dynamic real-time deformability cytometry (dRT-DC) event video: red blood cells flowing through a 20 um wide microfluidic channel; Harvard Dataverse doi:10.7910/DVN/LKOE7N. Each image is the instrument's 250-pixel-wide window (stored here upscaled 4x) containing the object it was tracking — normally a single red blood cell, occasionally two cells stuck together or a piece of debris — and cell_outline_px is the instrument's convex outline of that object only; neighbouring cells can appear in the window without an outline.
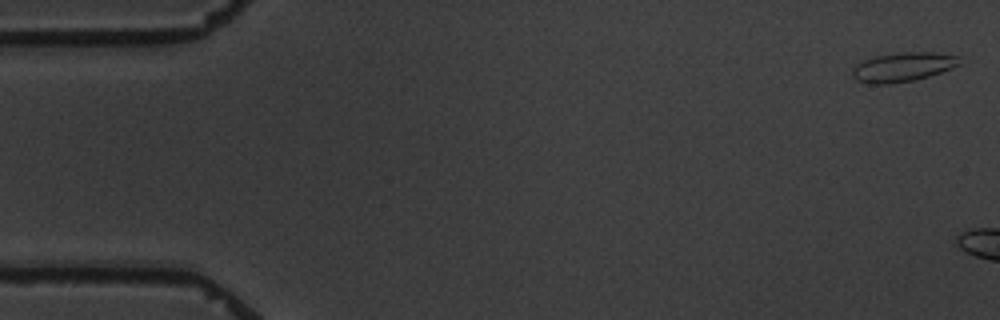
{"species": "common noctule bat (a hibernating species)", "species_latin": "Nyctalus noctula", "temperature_condition": "warm", "stored_images_in_passage": 7, "camera_frame_rate_fps": 3000, "um_per_image_px": 0.085, "animal": {"sex": "male", "body_mass_g": 19.5, "forearm_length_mm": 54.6}, "frame": {"image": 1, "passage_image": 1, "time_ms": 0.0, "image_size_px": [1000, 320], "cell_outline_px": [[960, 64], [952, 68], [916, 80], [892, 84], [868, 84], [856, 80], [852, 76], [852, 68], [856, 64], [864, 60], [876, 56], [900, 52], [932, 52], [960, 56]], "centroid_in_image_um": [76.73, 5.7], "position_along_channel_um": 8.3, "area_um2": 18.38}}
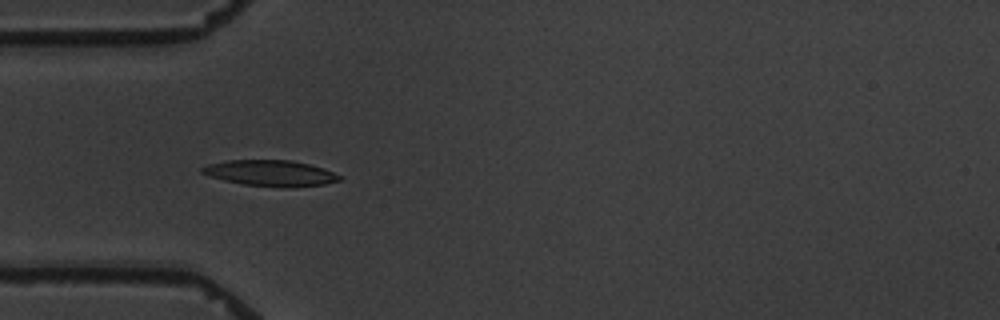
{"frame": {"image": 2, "passage_image": 6, "time_ms": 7.0, "image_size_px": [1000, 320], "cell_outline_px": [[344, 180], [324, 184], [288, 188], [284, 188], [244, 184], [224, 180], [200, 172], [200, 168], [208, 164], [228, 160], [292, 160], [308, 164], [344, 176]], "centroid_in_image_um": [23.03, 14.72], "position_along_channel_um": 62.0, "area_um2": 20.75}}
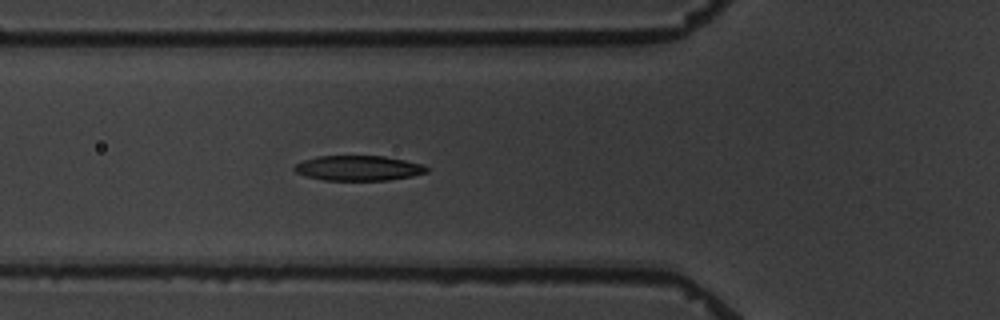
{"frame": {"image": 3, "passage_image": 7, "time_ms": 8.0, "image_size_px": [1000, 320], "cell_outline_px": [[428, 172], [412, 176], [388, 180], [324, 180], [308, 176], [296, 172], [292, 168], [296, 164], [304, 160], [316, 156], [384, 156], [424, 164], [428, 168]], "centroid_in_image_um": [30.49, 14.28], "position_along_channel_um": 95.3, "area_um2": 19.25}}